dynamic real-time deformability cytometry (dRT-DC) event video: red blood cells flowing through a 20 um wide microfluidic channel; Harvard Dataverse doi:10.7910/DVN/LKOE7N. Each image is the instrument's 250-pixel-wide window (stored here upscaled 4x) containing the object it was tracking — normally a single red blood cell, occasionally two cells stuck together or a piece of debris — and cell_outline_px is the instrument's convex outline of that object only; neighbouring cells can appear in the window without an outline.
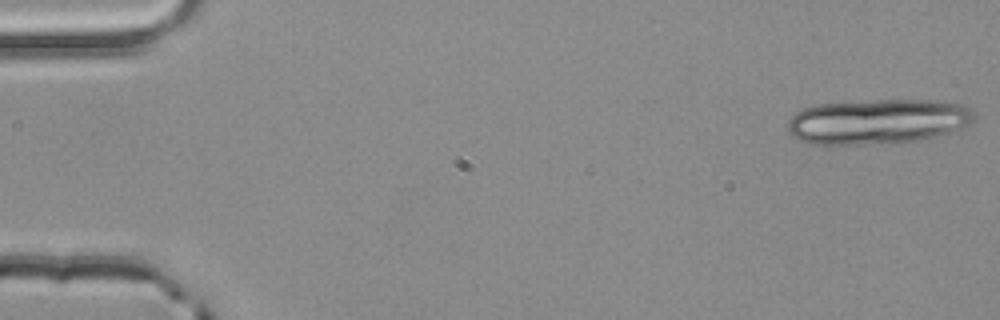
{"species": "common noctule bat (a hibernating species)", "species_latin": "Nyctalus noctula", "temperature_condition": "room temperature", "stored_images_in_passage": 5, "camera_frame_rate_fps": 3000, "um_per_image_px": 0.085, "animal": {"sex": "male", "body_mass_g": 20.4}, "frame": {"image": 1, "passage_image": 1, "time_ms": 0.0, "image_size_px": [1000, 320], "cell_outline_px": [[976, 116], [968, 124], [948, 132], [936, 136], [920, 140], [896, 144], [812, 144], [800, 140], [792, 136], [788, 132], [788, 120], [796, 112], [804, 108], [816, 104], [876, 100], [932, 100], [964, 104], [972, 108], [976, 112]], "centroid_in_image_um": [74.61, 10.33], "position_along_channel_um": 10.4, "area_um2": 49.36}}